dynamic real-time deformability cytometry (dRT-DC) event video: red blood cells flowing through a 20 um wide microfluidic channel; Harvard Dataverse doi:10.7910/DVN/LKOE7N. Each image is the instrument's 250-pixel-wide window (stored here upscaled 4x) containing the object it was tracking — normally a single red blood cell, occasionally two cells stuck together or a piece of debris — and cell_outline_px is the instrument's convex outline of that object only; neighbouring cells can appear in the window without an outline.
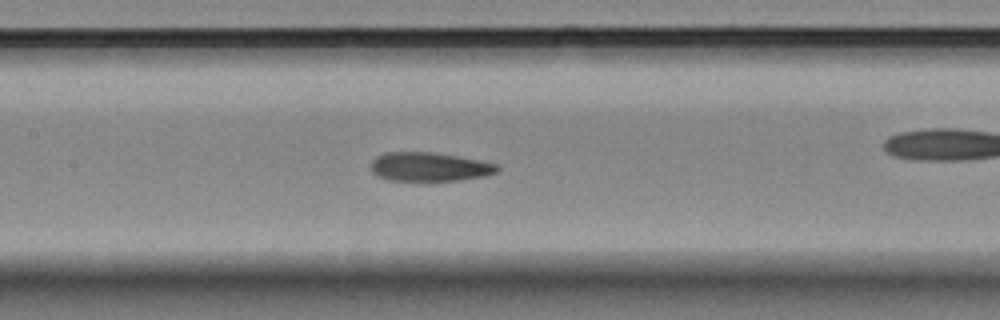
{"species": "Egyptian fruit bat (a non-hibernating species)", "species_latin": "Rousettus aegyptiacus", "temperature_condition": "room temperature", "stored_images_in_passage": 50, "camera_frame_rate_fps": 3000, "um_per_image_px": 0.085, "animal": {"sex": "female"}, "frame": {"image": 1, "passage_image": 19, "time_ms": 6.0, "image_size_px": [1000, 320], "cell_outline_px": [[500, 168], [496, 172], [484, 176], [460, 180], [432, 184], [388, 180], [376, 176], [372, 172], [372, 160], [376, 156], [384, 152], [432, 152], [480, 160], [496, 164]], "centroid_in_image_um": [36.46, 14.23], "position_along_channel_um": 170.9, "area_um2": 22.2}}
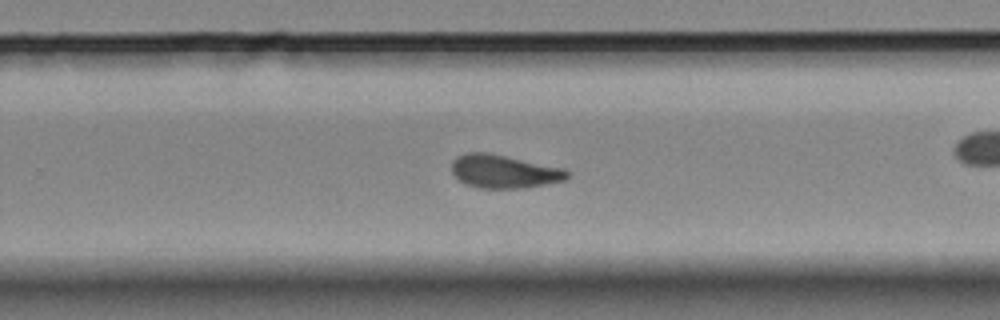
{"frame": {"image": 2, "passage_image": 29, "time_ms": 9.333, "image_size_px": [1000, 320], "cell_outline_px": [[568, 176], [564, 180], [524, 188], [476, 188], [464, 184], [456, 180], [452, 172], [452, 160], [456, 156], [468, 152], [488, 152], [560, 168], [568, 172]], "centroid_in_image_um": [42.72, 14.58], "position_along_channel_um": 287.1, "area_um2": 22.31}}
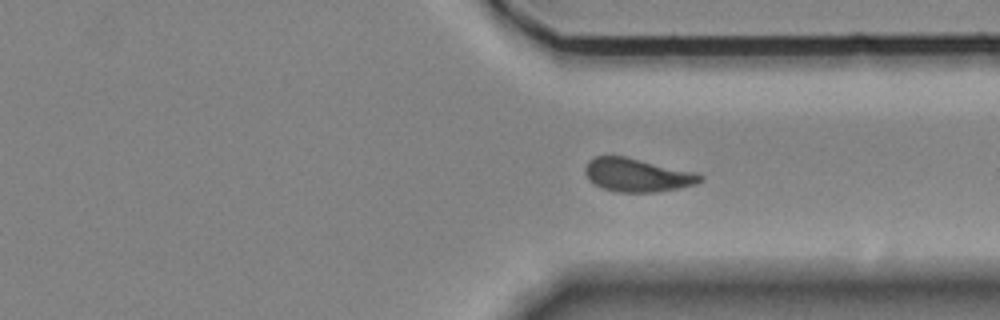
{"frame": {"image": 3, "passage_image": 35, "time_ms": 11.333, "image_size_px": [1000, 320], "cell_outline_px": [[704, 180], [696, 184], [680, 188], [656, 192], [616, 192], [600, 188], [592, 184], [588, 180], [584, 172], [584, 168], [588, 160], [596, 156], [624, 156], [696, 172], [704, 176]], "centroid_in_image_um": [54.14, 14.89], "position_along_channel_um": 357.3, "area_um2": 22.72}, "authors_computed_cell_mechanics": {"area_um2": 21.7039, "velocity_mm_per_s": 3.4886, "shape_relaxation_time_tau1_ms": 1.7706, "shape_relaxation_time_tau2_ms": 0.8437, "deformation_change_tau1": 0.1235, "deformation_change_tau2": 0.0823}}